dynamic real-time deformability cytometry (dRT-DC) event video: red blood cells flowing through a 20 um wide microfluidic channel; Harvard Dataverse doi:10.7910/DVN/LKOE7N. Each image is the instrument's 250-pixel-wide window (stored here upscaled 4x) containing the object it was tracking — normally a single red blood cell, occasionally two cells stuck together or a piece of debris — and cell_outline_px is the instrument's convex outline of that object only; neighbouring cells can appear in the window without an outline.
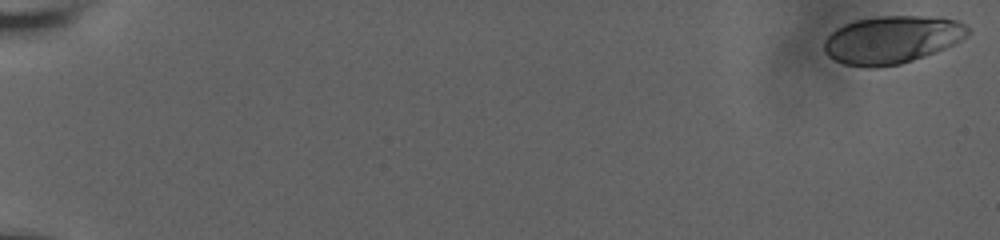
{"species": "human", "species_latin": "Homo sapiens", "temperature_condition": "room temperature", "stored_images_in_passage": 60, "camera_frame_rate_fps": 3000, "um_per_image_px": 0.085, "donor": {"sex": "male"}, "frame": {"image": 1, "passage_image": 1, "time_ms": 0.0, "image_size_px": [1000, 240], "cell_outline_px": [[972, 32], [960, 40], [936, 52], [900, 64], [876, 68], [864, 68], [844, 64], [828, 56], [824, 52], [824, 40], [836, 28], [844, 24], [856, 20], [880, 16], [940, 16], [956, 20], [964, 24]], "centroid_in_image_um": [75.81, 3.37], "position_along_channel_um": 9.2, "area_um2": 40.17}}
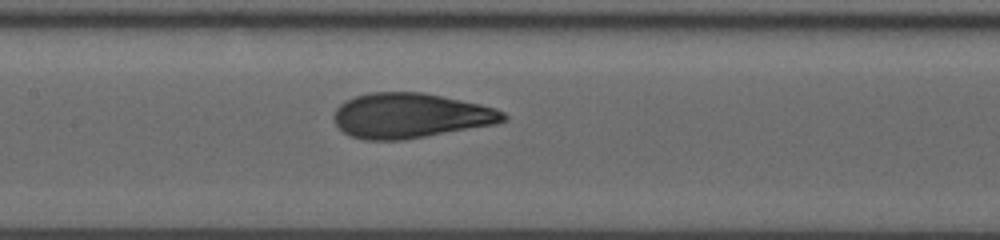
{"frame": {"image": 2, "passage_image": 32, "time_ms": 10.333, "image_size_px": [1000, 240], "cell_outline_px": [[508, 120], [496, 124], [400, 140], [364, 140], [352, 136], [344, 132], [336, 124], [332, 116], [336, 108], [340, 104], [356, 96], [368, 92], [424, 92], [480, 104], [496, 108], [504, 112], [508, 116]], "centroid_in_image_um": [34.9, 9.82], "position_along_channel_um": 172.5, "area_um2": 44.33}}
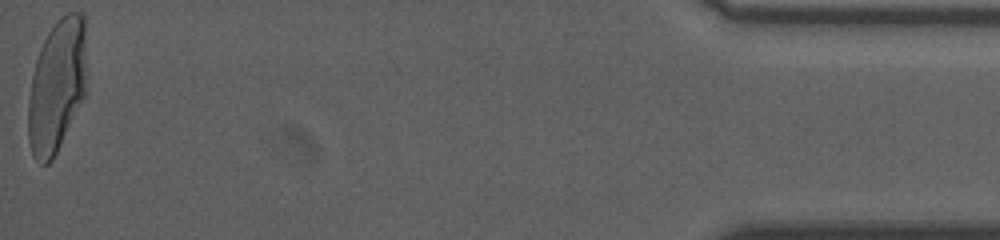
{"frame": {"image": 3, "passage_image": 60, "time_ms": 19.667, "image_size_px": [1000, 240], "cell_outline_px": [[84, 96], [52, 160], [48, 164], [40, 164], [32, 156], [28, 140], [28, 100], [32, 76], [36, 60], [40, 48], [48, 32], [56, 20], [60, 16], [68, 12], [80, 12], [84, 16]], "centroid_in_image_um": [4.79, 7.31], "position_along_channel_um": 430.4, "area_um2": 44.62}, "authors_computed_cell_mechanics": {"area_um2": 43.6101, "velocity_mm_per_s": 3.6722, "shape_relaxation_time_tau1_ms": 5.5749, "shape_relaxation_time_tau2_ms": null, "deformation_change_tau1": 0.2213, "deformation_change_tau2": null}}